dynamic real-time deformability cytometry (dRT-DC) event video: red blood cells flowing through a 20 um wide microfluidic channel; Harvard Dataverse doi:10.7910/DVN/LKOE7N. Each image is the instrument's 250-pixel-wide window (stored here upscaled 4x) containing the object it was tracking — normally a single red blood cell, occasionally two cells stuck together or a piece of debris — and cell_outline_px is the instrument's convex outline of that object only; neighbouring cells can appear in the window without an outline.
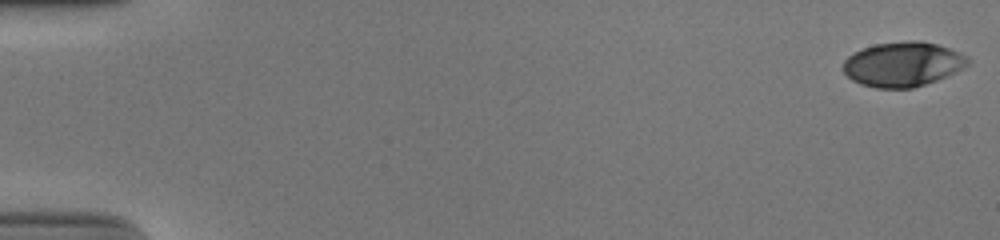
{"species": "human", "species_latin": "Homo sapiens", "temperature_condition": "cold", "stored_images_in_passage": 14, "camera_frame_rate_fps": 3000, "um_per_image_px": 0.085, "donor": {"sex": "male"}, "frame": {"image": 1, "passage_image": 1, "time_ms": 0.0, "image_size_px": [1000, 240], "cell_outline_px": [[968, 64], [964, 68], [936, 80], [912, 88], [876, 88], [860, 84], [852, 80], [844, 72], [844, 60], [848, 56], [864, 48], [876, 44], [908, 40], [920, 40], [936, 44], [948, 48], [968, 56]], "centroid_in_image_um": [76.74, 5.46], "position_along_channel_um": 8.3, "area_um2": 32.19}}
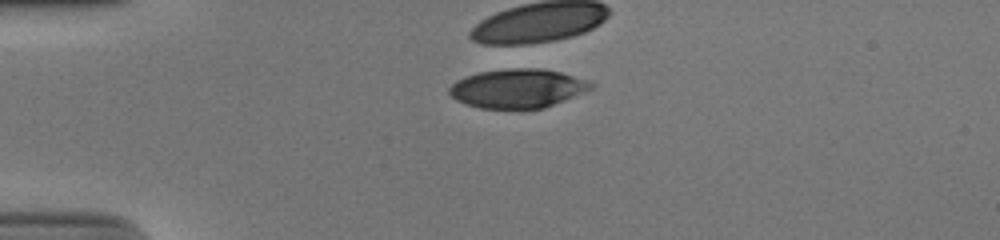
{"frame": {"image": 2, "passage_image": 14, "time_ms": 4.333, "image_size_px": [1000, 240], "cell_outline_px": [[596, 84], [592, 88], [564, 100], [544, 108], [520, 112], [480, 108], [456, 100], [448, 92], [448, 88], [456, 80], [464, 76], [480, 72], [508, 68], [540, 68], [560, 72], [588, 80]], "centroid_in_image_um": [43.98, 7.55], "position_along_channel_um": 41.0, "area_um2": 32.95}}